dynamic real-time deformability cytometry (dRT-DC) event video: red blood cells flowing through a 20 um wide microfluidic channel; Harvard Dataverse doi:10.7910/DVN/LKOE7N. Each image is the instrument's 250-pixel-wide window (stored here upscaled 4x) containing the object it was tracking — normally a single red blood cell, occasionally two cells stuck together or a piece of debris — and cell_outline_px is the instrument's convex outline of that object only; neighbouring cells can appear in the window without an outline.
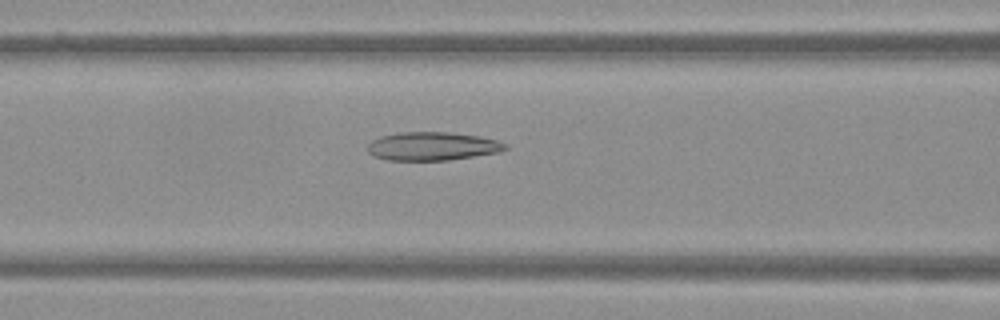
{"species": "Egyptian fruit bat (a non-hibernating species)", "species_latin": "Rousettus aegyptiacus", "temperature_condition": "warm", "stored_images_in_passage": 50, "camera_frame_rate_fps": 3000, "um_per_image_px": 0.085, "frame": {"image": 1, "passage_image": 21, "time_ms": 6.667, "image_size_px": [1000, 320], "cell_outline_px": [[508, 148], [500, 152], [448, 160], [388, 160], [372, 156], [368, 152], [368, 144], [372, 140], [380, 136], [400, 132], [452, 132], [480, 136], [496, 140], [508, 144]], "centroid_in_image_um": [36.76, 12.42], "position_along_channel_um": 129.8, "area_um2": 22.95}}
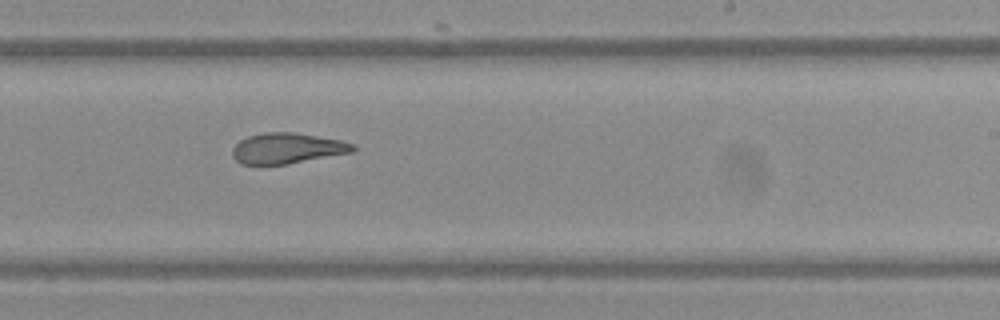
{"frame": {"image": 2, "passage_image": 31, "time_ms": 10.0, "image_size_px": [1000, 320], "cell_outline_px": [[356, 148], [352, 152], [288, 164], [240, 164], [232, 156], [232, 148], [240, 140], [248, 136], [264, 132], [292, 132], [340, 140], [356, 144]], "centroid_in_image_um": [24.4, 12.6], "position_along_channel_um": 264.6, "area_um2": 21.44}}
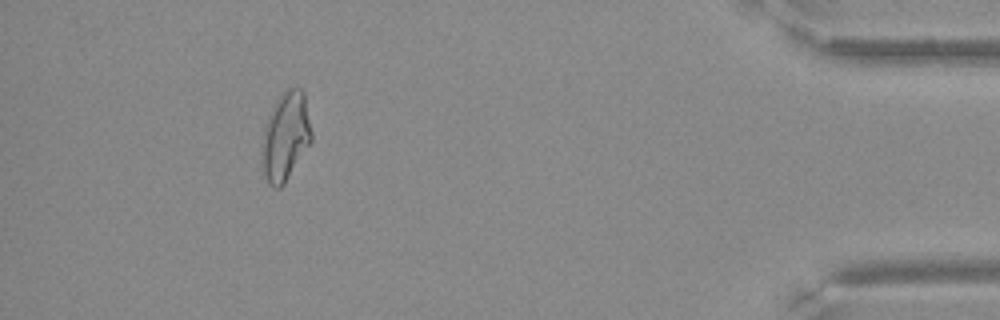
{"frame": {"image": 3, "passage_image": 46, "time_ms": 15.0, "image_size_px": [1000, 320], "cell_outline_px": [[312, 140], [284, 184], [280, 188], [272, 188], [268, 184], [260, 168], [260, 148], [264, 128], [268, 116], [276, 100], [288, 88], [300, 88], [304, 92], [312, 132]], "centroid_in_image_um": [24.23, 11.65], "position_along_channel_um": 411.0, "area_um2": 25.95}}